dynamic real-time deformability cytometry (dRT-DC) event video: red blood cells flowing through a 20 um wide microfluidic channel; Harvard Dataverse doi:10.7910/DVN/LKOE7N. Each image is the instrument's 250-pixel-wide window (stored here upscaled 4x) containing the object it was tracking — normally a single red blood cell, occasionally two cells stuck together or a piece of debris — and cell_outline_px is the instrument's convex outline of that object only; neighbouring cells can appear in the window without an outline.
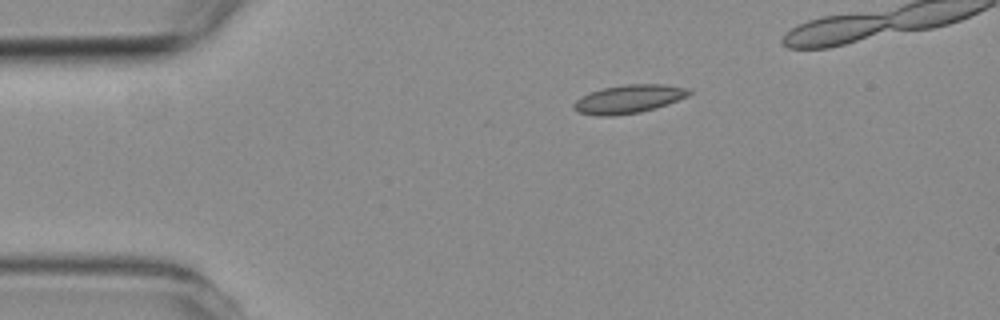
{"species": "common noctule bat (a hibernating species)", "species_latin": "Nyctalus noctula", "temperature_condition": "room temperature", "stored_images_in_passage": 5, "camera_frame_rate_fps": 3000, "um_per_image_px": 0.085, "animal": {"sex": "female", "body_mass_g": 19.3, "forearm_length_mm": 54.1}, "frame": {"image": 1, "passage_image": 2, "time_ms": 2.0, "image_size_px": [1000, 320], "cell_outline_px": [[692, 92], [688, 96], [668, 104], [656, 108], [640, 112], [612, 116], [596, 116], [576, 112], [572, 108], [572, 104], [576, 100], [592, 92], [604, 88], [628, 84], [664, 84], [688, 88]], "centroid_in_image_um": [53.44, 8.43], "position_along_channel_um": 31.6, "area_um2": 19.07}}